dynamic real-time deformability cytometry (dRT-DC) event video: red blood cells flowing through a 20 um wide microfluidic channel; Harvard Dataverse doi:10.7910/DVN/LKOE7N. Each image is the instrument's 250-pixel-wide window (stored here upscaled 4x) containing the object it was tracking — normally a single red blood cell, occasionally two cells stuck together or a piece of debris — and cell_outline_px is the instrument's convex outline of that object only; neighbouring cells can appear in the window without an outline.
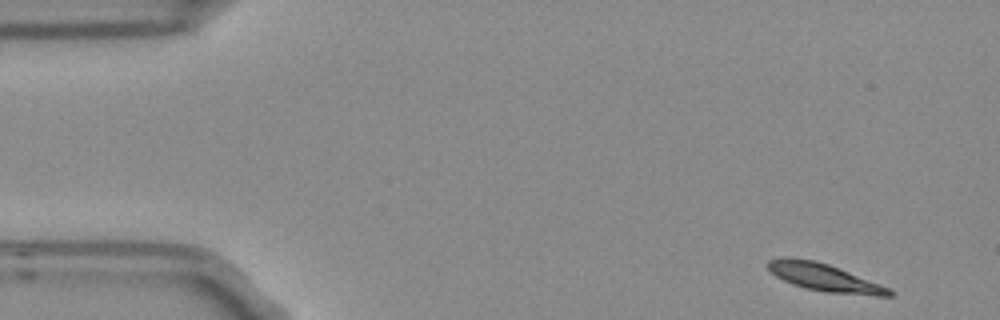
{"species": "Egyptian fruit bat (a non-hibernating species)", "species_latin": "Rousettus aegyptiacus", "temperature_condition": "room temperature", "stored_images_in_passage": 4, "camera_frame_rate_fps": 3000, "um_per_image_px": 0.085, "frame": {"image": 1, "passage_image": 1, "time_ms": 0.0, "image_size_px": [1000, 320], "cell_outline_px": [[892, 296], [876, 296], [824, 292], [804, 288], [792, 284], [776, 276], [764, 264], [768, 260], [784, 256], [788, 256], [812, 260], [828, 264], [888, 288], [892, 292]], "centroid_in_image_um": [69.97, 23.57], "position_along_channel_um": 15.0, "area_um2": 19.31}}
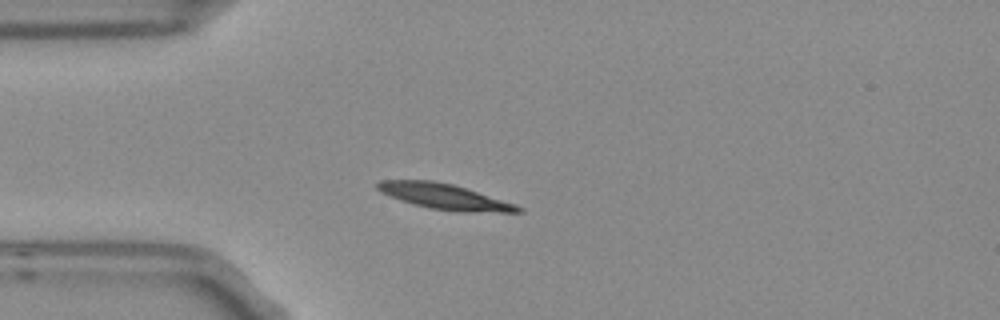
{"frame": {"image": 2, "passage_image": 3, "time_ms": 0.667, "image_size_px": [1000, 320], "cell_outline_px": [[524, 212], [456, 212], [428, 208], [412, 204], [388, 196], [380, 192], [376, 188], [376, 184], [380, 180], [432, 180], [452, 184], [516, 204], [524, 208]], "centroid_in_image_um": [37.76, 16.72], "position_along_channel_um": 47.2, "area_um2": 21.04}}